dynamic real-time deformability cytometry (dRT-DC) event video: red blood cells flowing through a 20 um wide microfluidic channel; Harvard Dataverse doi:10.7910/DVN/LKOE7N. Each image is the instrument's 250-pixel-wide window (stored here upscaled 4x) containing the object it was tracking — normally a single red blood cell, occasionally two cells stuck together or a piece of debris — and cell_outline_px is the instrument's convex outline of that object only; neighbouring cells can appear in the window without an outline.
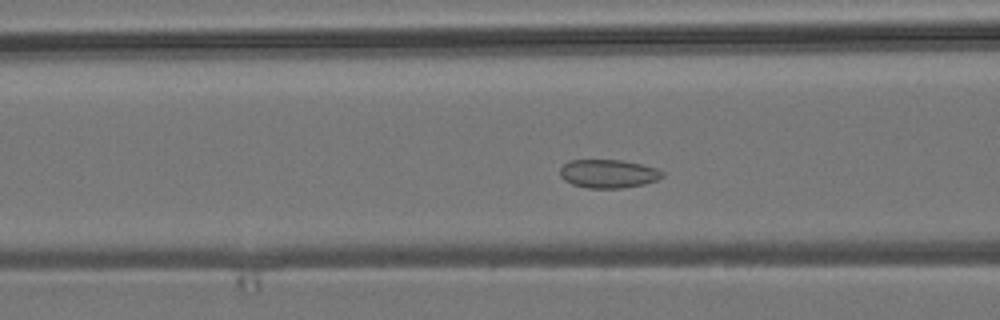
{"species": "common noctule bat (a hibernating species)", "species_latin": "Nyctalus noctula", "temperature_condition": "room temperature", "stored_images_in_passage": 41, "camera_frame_rate_fps": 3000, "um_per_image_px": 0.085, "animal": {"sex": "male", "body_mass_g": 19.2, "forearm_length_mm": 51.8}, "frame": {"image": 1, "passage_image": 7, "time_ms": 2.0, "image_size_px": [1000, 320], "cell_outline_px": [[664, 176], [656, 180], [644, 184], [620, 188], [588, 188], [572, 184], [564, 180], [560, 176], [560, 168], [568, 160], [620, 160], [640, 164], [656, 168], [664, 172]], "centroid_in_image_um": [51.69, 14.76], "position_along_channel_um": 114.9, "area_um2": 16.94}}
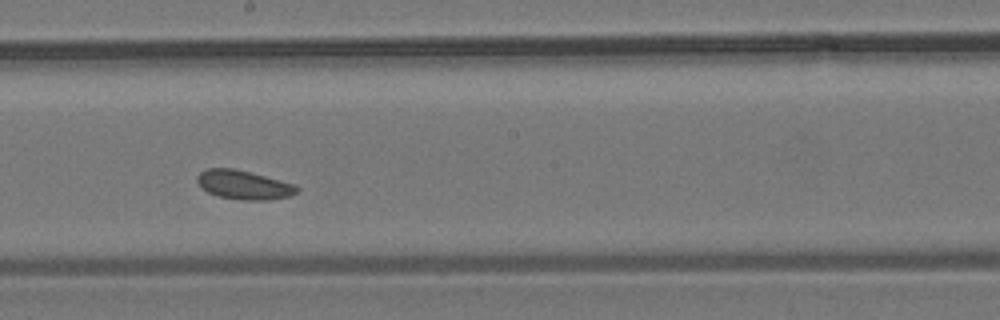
{"frame": {"image": 2, "passage_image": 16, "time_ms": 5.0, "image_size_px": [1000, 320], "cell_outline_px": [[300, 188], [292, 196], [268, 200], [240, 200], [220, 196], [208, 192], [196, 180], [196, 176], [200, 172], [208, 168], [236, 168], [296, 184]], "centroid_in_image_um": [20.76, 15.7], "position_along_channel_um": 227.4, "area_um2": 16.94}}
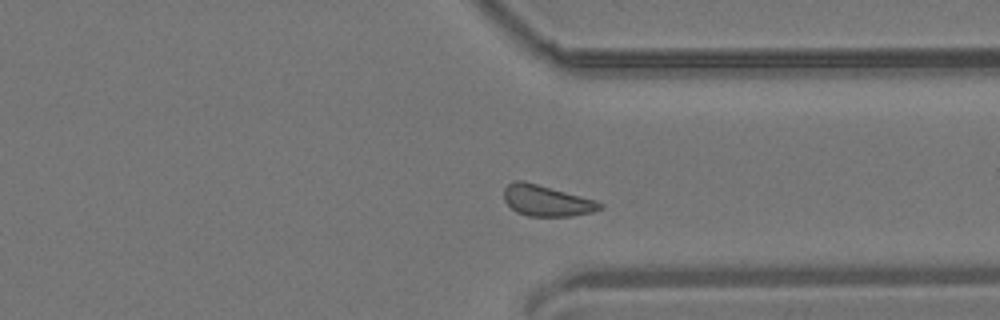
{"frame": {"image": 3, "passage_image": 27, "time_ms": 8.667, "image_size_px": [1000, 320], "cell_outline_px": [[604, 208], [592, 212], [572, 216], [528, 216], [516, 212], [504, 200], [504, 188], [508, 184], [516, 180], [524, 180], [596, 200], [604, 204]], "centroid_in_image_um": [46.47, 17.06], "position_along_channel_um": 364.9, "area_um2": 17.4}}